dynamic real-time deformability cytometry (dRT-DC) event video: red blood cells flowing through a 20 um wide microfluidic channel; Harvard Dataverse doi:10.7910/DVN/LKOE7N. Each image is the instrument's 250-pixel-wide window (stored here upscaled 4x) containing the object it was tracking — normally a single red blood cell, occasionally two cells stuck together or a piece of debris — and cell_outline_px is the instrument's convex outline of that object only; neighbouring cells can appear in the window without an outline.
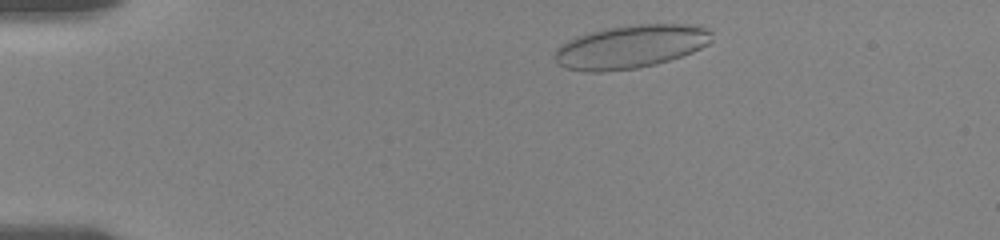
{"species": "human", "species_latin": "Homo sapiens", "temperature_condition": "room temperature", "stored_images_in_passage": 48, "camera_frame_rate_fps": 3000, "um_per_image_px": 0.085, "donor": {"sex": "female"}, "frame": {"image": 1, "passage_image": 3, "time_ms": 0.667, "image_size_px": [1000, 240], "cell_outline_px": [[712, 40], [708, 44], [692, 52], [656, 64], [636, 68], [604, 72], [588, 72], [564, 68], [556, 60], [556, 48], [560, 44], [576, 36], [604, 28], [636, 24], [704, 24], [712, 28]], "centroid_in_image_um": [53.66, 3.94], "position_along_channel_um": 31.3, "area_um2": 40.0}}
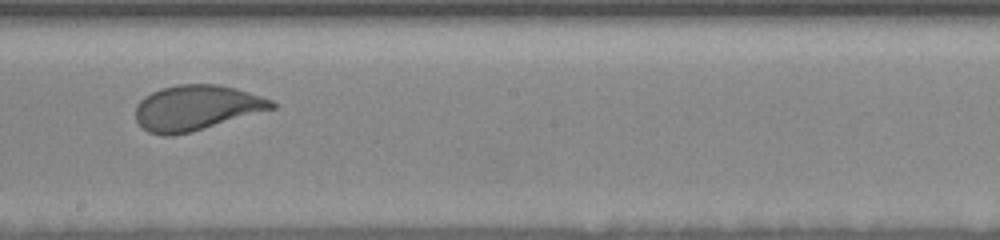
{"frame": {"image": 2, "passage_image": 25, "time_ms": 8.0, "image_size_px": [1000, 240], "cell_outline_px": [[276, 108], [192, 132], [172, 136], [160, 136], [148, 132], [136, 120], [136, 104], [144, 96], [160, 88], [176, 84], [220, 84], [236, 88], [272, 100], [276, 104]], "centroid_in_image_um": [16.67, 9.16], "position_along_channel_um": 231.5, "area_um2": 36.13}}
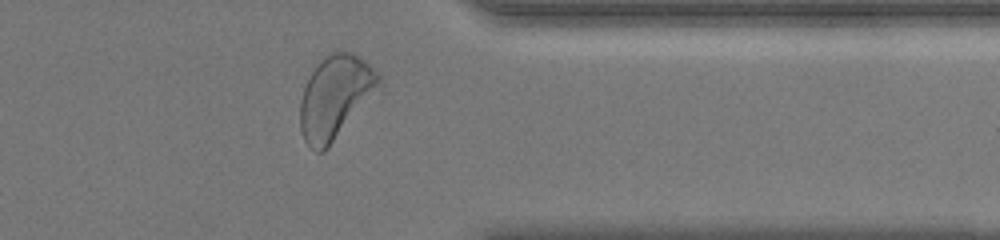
{"frame": {"image": 3, "passage_image": 38, "time_ms": 12.333, "image_size_px": [1000, 240], "cell_outline_px": [[384, 92], [324, 152], [316, 152], [304, 140], [300, 128], [300, 100], [304, 88], [312, 72], [320, 60], [332, 52], [352, 52], [364, 60], [380, 76], [384, 88]], "centroid_in_image_um": [28.61, 8.31], "position_along_channel_um": 382.8, "area_um2": 39.59}, "authors_computed_cell_mechanics": {"area_um2": 38.0324, "velocity_mm_per_s": 3.6038, "shape_relaxation_time_tau1_ms": 3.3652, "shape_relaxation_time_tau2_ms": null, "deformation_change_tau1": 0.1268, "deformation_change_tau2": null}}